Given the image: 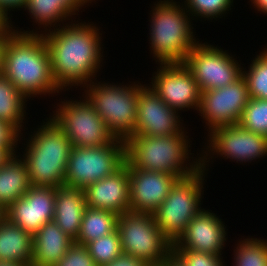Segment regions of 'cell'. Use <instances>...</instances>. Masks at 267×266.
<instances>
[{"label":"cell","instance_id":"obj_1","mask_svg":"<svg viewBox=\"0 0 267 266\" xmlns=\"http://www.w3.org/2000/svg\"><path fill=\"white\" fill-rule=\"evenodd\" d=\"M44 34L14 30L3 38L0 71L25 96L59 93L52 74L51 56Z\"/></svg>","mask_w":267,"mask_h":266},{"label":"cell","instance_id":"obj_2","mask_svg":"<svg viewBox=\"0 0 267 266\" xmlns=\"http://www.w3.org/2000/svg\"><path fill=\"white\" fill-rule=\"evenodd\" d=\"M96 29L85 23L71 24L43 36L51 56L53 78L61 89L87 84L98 71L102 55Z\"/></svg>","mask_w":267,"mask_h":266},{"label":"cell","instance_id":"obj_3","mask_svg":"<svg viewBox=\"0 0 267 266\" xmlns=\"http://www.w3.org/2000/svg\"><path fill=\"white\" fill-rule=\"evenodd\" d=\"M186 140L183 131L171 136L133 135L124 141L126 162L134 168L168 173L178 179L189 177L201 169V161L184 167L189 158Z\"/></svg>","mask_w":267,"mask_h":266},{"label":"cell","instance_id":"obj_4","mask_svg":"<svg viewBox=\"0 0 267 266\" xmlns=\"http://www.w3.org/2000/svg\"><path fill=\"white\" fill-rule=\"evenodd\" d=\"M41 127L29 140L23 160L32 186L58 188L65 182L72 145L52 119Z\"/></svg>","mask_w":267,"mask_h":266},{"label":"cell","instance_id":"obj_5","mask_svg":"<svg viewBox=\"0 0 267 266\" xmlns=\"http://www.w3.org/2000/svg\"><path fill=\"white\" fill-rule=\"evenodd\" d=\"M169 1H161L153 10L150 44L160 64L184 63L197 43L185 9Z\"/></svg>","mask_w":267,"mask_h":266},{"label":"cell","instance_id":"obj_6","mask_svg":"<svg viewBox=\"0 0 267 266\" xmlns=\"http://www.w3.org/2000/svg\"><path fill=\"white\" fill-rule=\"evenodd\" d=\"M201 169L189 177L178 179L168 196L153 213L161 233L174 244L187 228L189 222L201 209L199 208L205 160L198 159Z\"/></svg>","mask_w":267,"mask_h":266},{"label":"cell","instance_id":"obj_7","mask_svg":"<svg viewBox=\"0 0 267 266\" xmlns=\"http://www.w3.org/2000/svg\"><path fill=\"white\" fill-rule=\"evenodd\" d=\"M123 253L161 266L173 251V244L161 233L153 214L127 211L117 219Z\"/></svg>","mask_w":267,"mask_h":266},{"label":"cell","instance_id":"obj_8","mask_svg":"<svg viewBox=\"0 0 267 266\" xmlns=\"http://www.w3.org/2000/svg\"><path fill=\"white\" fill-rule=\"evenodd\" d=\"M90 82L88 100L116 139L134 135L139 85L115 86Z\"/></svg>","mask_w":267,"mask_h":266},{"label":"cell","instance_id":"obj_9","mask_svg":"<svg viewBox=\"0 0 267 266\" xmlns=\"http://www.w3.org/2000/svg\"><path fill=\"white\" fill-rule=\"evenodd\" d=\"M125 161V143L120 139L101 147L72 146L64 185L85 189L112 175Z\"/></svg>","mask_w":267,"mask_h":266},{"label":"cell","instance_id":"obj_10","mask_svg":"<svg viewBox=\"0 0 267 266\" xmlns=\"http://www.w3.org/2000/svg\"><path fill=\"white\" fill-rule=\"evenodd\" d=\"M60 106L52 120L72 146L101 147L116 141L88 97L84 102L66 101Z\"/></svg>","mask_w":267,"mask_h":266},{"label":"cell","instance_id":"obj_11","mask_svg":"<svg viewBox=\"0 0 267 266\" xmlns=\"http://www.w3.org/2000/svg\"><path fill=\"white\" fill-rule=\"evenodd\" d=\"M232 58L217 47L197 42L184 64L191 70L194 80L203 92L225 87L242 76V68Z\"/></svg>","mask_w":267,"mask_h":266},{"label":"cell","instance_id":"obj_12","mask_svg":"<svg viewBox=\"0 0 267 266\" xmlns=\"http://www.w3.org/2000/svg\"><path fill=\"white\" fill-rule=\"evenodd\" d=\"M249 100L245 78L241 76L225 87L201 92L199 111L210 127L238 124Z\"/></svg>","mask_w":267,"mask_h":266},{"label":"cell","instance_id":"obj_13","mask_svg":"<svg viewBox=\"0 0 267 266\" xmlns=\"http://www.w3.org/2000/svg\"><path fill=\"white\" fill-rule=\"evenodd\" d=\"M160 68L151 89L174 110L189 107L198 109L201 91L191 70L184 63L161 64Z\"/></svg>","mask_w":267,"mask_h":266},{"label":"cell","instance_id":"obj_14","mask_svg":"<svg viewBox=\"0 0 267 266\" xmlns=\"http://www.w3.org/2000/svg\"><path fill=\"white\" fill-rule=\"evenodd\" d=\"M134 135L171 136L182 132L176 110L151 88L139 86Z\"/></svg>","mask_w":267,"mask_h":266},{"label":"cell","instance_id":"obj_15","mask_svg":"<svg viewBox=\"0 0 267 266\" xmlns=\"http://www.w3.org/2000/svg\"><path fill=\"white\" fill-rule=\"evenodd\" d=\"M55 188L32 186L5 211L6 218L34 236L54 219Z\"/></svg>","mask_w":267,"mask_h":266},{"label":"cell","instance_id":"obj_16","mask_svg":"<svg viewBox=\"0 0 267 266\" xmlns=\"http://www.w3.org/2000/svg\"><path fill=\"white\" fill-rule=\"evenodd\" d=\"M129 168V209L134 212L153 214L168 196L178 178L172 174Z\"/></svg>","mask_w":267,"mask_h":266},{"label":"cell","instance_id":"obj_17","mask_svg":"<svg viewBox=\"0 0 267 266\" xmlns=\"http://www.w3.org/2000/svg\"><path fill=\"white\" fill-rule=\"evenodd\" d=\"M211 151L237 161H249L267 154V137L245 129L239 123L210 132Z\"/></svg>","mask_w":267,"mask_h":266},{"label":"cell","instance_id":"obj_18","mask_svg":"<svg viewBox=\"0 0 267 266\" xmlns=\"http://www.w3.org/2000/svg\"><path fill=\"white\" fill-rule=\"evenodd\" d=\"M225 228L222 221L213 213L201 210L191 219L187 228L173 244V249H190L221 255L224 246Z\"/></svg>","mask_w":267,"mask_h":266},{"label":"cell","instance_id":"obj_19","mask_svg":"<svg viewBox=\"0 0 267 266\" xmlns=\"http://www.w3.org/2000/svg\"><path fill=\"white\" fill-rule=\"evenodd\" d=\"M129 168L124 164L112 175L84 189L87 207L123 214L129 209Z\"/></svg>","mask_w":267,"mask_h":266},{"label":"cell","instance_id":"obj_20","mask_svg":"<svg viewBox=\"0 0 267 266\" xmlns=\"http://www.w3.org/2000/svg\"><path fill=\"white\" fill-rule=\"evenodd\" d=\"M87 208L84 189L62 185L55 188L54 221L75 240Z\"/></svg>","mask_w":267,"mask_h":266},{"label":"cell","instance_id":"obj_21","mask_svg":"<svg viewBox=\"0 0 267 266\" xmlns=\"http://www.w3.org/2000/svg\"><path fill=\"white\" fill-rule=\"evenodd\" d=\"M73 243L74 240L54 220L46 222L33 236L31 266H54Z\"/></svg>","mask_w":267,"mask_h":266},{"label":"cell","instance_id":"obj_22","mask_svg":"<svg viewBox=\"0 0 267 266\" xmlns=\"http://www.w3.org/2000/svg\"><path fill=\"white\" fill-rule=\"evenodd\" d=\"M33 236L5 218L0 223V261L31 265Z\"/></svg>","mask_w":267,"mask_h":266},{"label":"cell","instance_id":"obj_23","mask_svg":"<svg viewBox=\"0 0 267 266\" xmlns=\"http://www.w3.org/2000/svg\"><path fill=\"white\" fill-rule=\"evenodd\" d=\"M32 187L27 165L21 159L10 156L0 166V205L7 209L23 197Z\"/></svg>","mask_w":267,"mask_h":266},{"label":"cell","instance_id":"obj_24","mask_svg":"<svg viewBox=\"0 0 267 266\" xmlns=\"http://www.w3.org/2000/svg\"><path fill=\"white\" fill-rule=\"evenodd\" d=\"M119 215L113 211L87 207L84 211L80 231L75 243H87L105 236L117 229Z\"/></svg>","mask_w":267,"mask_h":266},{"label":"cell","instance_id":"obj_25","mask_svg":"<svg viewBox=\"0 0 267 266\" xmlns=\"http://www.w3.org/2000/svg\"><path fill=\"white\" fill-rule=\"evenodd\" d=\"M89 1L91 0H27L25 9L31 12L36 22L51 26L61 18L75 15V11H79V7Z\"/></svg>","mask_w":267,"mask_h":266},{"label":"cell","instance_id":"obj_26","mask_svg":"<svg viewBox=\"0 0 267 266\" xmlns=\"http://www.w3.org/2000/svg\"><path fill=\"white\" fill-rule=\"evenodd\" d=\"M25 98L13 82L0 71V120L10 123L18 131L25 116Z\"/></svg>","mask_w":267,"mask_h":266},{"label":"cell","instance_id":"obj_27","mask_svg":"<svg viewBox=\"0 0 267 266\" xmlns=\"http://www.w3.org/2000/svg\"><path fill=\"white\" fill-rule=\"evenodd\" d=\"M249 98L267 99V49L253 60L249 72H242Z\"/></svg>","mask_w":267,"mask_h":266},{"label":"cell","instance_id":"obj_28","mask_svg":"<svg viewBox=\"0 0 267 266\" xmlns=\"http://www.w3.org/2000/svg\"><path fill=\"white\" fill-rule=\"evenodd\" d=\"M85 246L98 266L110 263L123 252L117 229L87 243Z\"/></svg>","mask_w":267,"mask_h":266},{"label":"cell","instance_id":"obj_29","mask_svg":"<svg viewBox=\"0 0 267 266\" xmlns=\"http://www.w3.org/2000/svg\"><path fill=\"white\" fill-rule=\"evenodd\" d=\"M239 124L251 132L267 137V99L249 98Z\"/></svg>","mask_w":267,"mask_h":266},{"label":"cell","instance_id":"obj_30","mask_svg":"<svg viewBox=\"0 0 267 266\" xmlns=\"http://www.w3.org/2000/svg\"><path fill=\"white\" fill-rule=\"evenodd\" d=\"M241 242L236 248L235 266H267V241L251 238Z\"/></svg>","mask_w":267,"mask_h":266},{"label":"cell","instance_id":"obj_31","mask_svg":"<svg viewBox=\"0 0 267 266\" xmlns=\"http://www.w3.org/2000/svg\"><path fill=\"white\" fill-rule=\"evenodd\" d=\"M188 11L191 13L206 17L217 18L230 8L233 0H186Z\"/></svg>","mask_w":267,"mask_h":266},{"label":"cell","instance_id":"obj_32","mask_svg":"<svg viewBox=\"0 0 267 266\" xmlns=\"http://www.w3.org/2000/svg\"><path fill=\"white\" fill-rule=\"evenodd\" d=\"M187 266H223L219 255L190 249H173Z\"/></svg>","mask_w":267,"mask_h":266},{"label":"cell","instance_id":"obj_33","mask_svg":"<svg viewBox=\"0 0 267 266\" xmlns=\"http://www.w3.org/2000/svg\"><path fill=\"white\" fill-rule=\"evenodd\" d=\"M54 266H98L85 245L73 243L62 259Z\"/></svg>","mask_w":267,"mask_h":266},{"label":"cell","instance_id":"obj_34","mask_svg":"<svg viewBox=\"0 0 267 266\" xmlns=\"http://www.w3.org/2000/svg\"><path fill=\"white\" fill-rule=\"evenodd\" d=\"M20 132L10 123L0 120V148H4L11 156L16 155L15 147ZM15 146V147H14Z\"/></svg>","mask_w":267,"mask_h":266},{"label":"cell","instance_id":"obj_35","mask_svg":"<svg viewBox=\"0 0 267 266\" xmlns=\"http://www.w3.org/2000/svg\"><path fill=\"white\" fill-rule=\"evenodd\" d=\"M102 266H150L144 260L139 259L131 254L121 253L117 258L113 259L110 263Z\"/></svg>","mask_w":267,"mask_h":266},{"label":"cell","instance_id":"obj_36","mask_svg":"<svg viewBox=\"0 0 267 266\" xmlns=\"http://www.w3.org/2000/svg\"><path fill=\"white\" fill-rule=\"evenodd\" d=\"M26 2L27 0H0V9L7 15L8 9L25 8Z\"/></svg>","mask_w":267,"mask_h":266},{"label":"cell","instance_id":"obj_37","mask_svg":"<svg viewBox=\"0 0 267 266\" xmlns=\"http://www.w3.org/2000/svg\"><path fill=\"white\" fill-rule=\"evenodd\" d=\"M8 15H6L1 9H0V38H4L7 37L8 35H10L13 31L11 29H9V22L8 21L9 17H7Z\"/></svg>","mask_w":267,"mask_h":266},{"label":"cell","instance_id":"obj_38","mask_svg":"<svg viewBox=\"0 0 267 266\" xmlns=\"http://www.w3.org/2000/svg\"><path fill=\"white\" fill-rule=\"evenodd\" d=\"M161 266H187L181 258L172 251Z\"/></svg>","mask_w":267,"mask_h":266},{"label":"cell","instance_id":"obj_39","mask_svg":"<svg viewBox=\"0 0 267 266\" xmlns=\"http://www.w3.org/2000/svg\"><path fill=\"white\" fill-rule=\"evenodd\" d=\"M254 6L259 9L258 11H262L264 13H267V0H252Z\"/></svg>","mask_w":267,"mask_h":266},{"label":"cell","instance_id":"obj_40","mask_svg":"<svg viewBox=\"0 0 267 266\" xmlns=\"http://www.w3.org/2000/svg\"><path fill=\"white\" fill-rule=\"evenodd\" d=\"M11 155L4 149L0 148V166L10 157Z\"/></svg>","mask_w":267,"mask_h":266},{"label":"cell","instance_id":"obj_41","mask_svg":"<svg viewBox=\"0 0 267 266\" xmlns=\"http://www.w3.org/2000/svg\"><path fill=\"white\" fill-rule=\"evenodd\" d=\"M0 266H31V265L24 264V263H14V262L0 261Z\"/></svg>","mask_w":267,"mask_h":266},{"label":"cell","instance_id":"obj_42","mask_svg":"<svg viewBox=\"0 0 267 266\" xmlns=\"http://www.w3.org/2000/svg\"><path fill=\"white\" fill-rule=\"evenodd\" d=\"M6 209L0 205V223L6 218Z\"/></svg>","mask_w":267,"mask_h":266},{"label":"cell","instance_id":"obj_43","mask_svg":"<svg viewBox=\"0 0 267 266\" xmlns=\"http://www.w3.org/2000/svg\"><path fill=\"white\" fill-rule=\"evenodd\" d=\"M2 41H3V38H0V62H1V47H2Z\"/></svg>","mask_w":267,"mask_h":266}]
</instances>
